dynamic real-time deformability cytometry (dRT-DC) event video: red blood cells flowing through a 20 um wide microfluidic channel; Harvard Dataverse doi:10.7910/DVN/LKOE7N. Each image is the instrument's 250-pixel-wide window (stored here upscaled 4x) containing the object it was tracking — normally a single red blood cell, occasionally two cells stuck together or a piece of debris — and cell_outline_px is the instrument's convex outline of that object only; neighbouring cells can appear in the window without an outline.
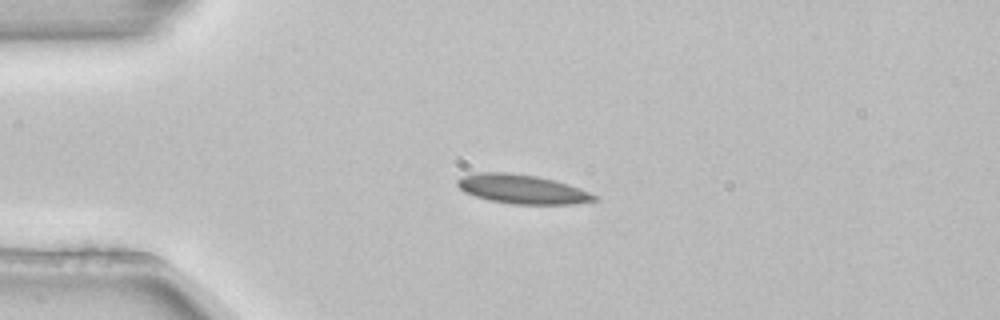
{"species": "common noctule bat (a hibernating species)", "species_latin": "Nyctalus noctula", "temperature_condition": "room temperature", "stored_images_in_passage": 4, "camera_frame_rate_fps": 3000, "um_per_image_px": 0.085, "animal": {"sex": "female", "body_mass_g": 22.7, "forearm_length_mm": 54.2}, "frame": {"image": 1, "passage_image": 2, "time_ms": 0.333, "image_size_px": [1000, 320], "cell_outline_px": [[600, 200], [576, 204], [512, 204], [488, 200], [464, 192], [456, 184], [456, 180], [460, 176], [476, 172], [508, 172], [536, 176], [556, 180], [580, 188], [600, 196]], "centroid_in_image_um": [44.41, 16.08], "position_along_channel_um": 40.6, "area_um2": 23.64}}